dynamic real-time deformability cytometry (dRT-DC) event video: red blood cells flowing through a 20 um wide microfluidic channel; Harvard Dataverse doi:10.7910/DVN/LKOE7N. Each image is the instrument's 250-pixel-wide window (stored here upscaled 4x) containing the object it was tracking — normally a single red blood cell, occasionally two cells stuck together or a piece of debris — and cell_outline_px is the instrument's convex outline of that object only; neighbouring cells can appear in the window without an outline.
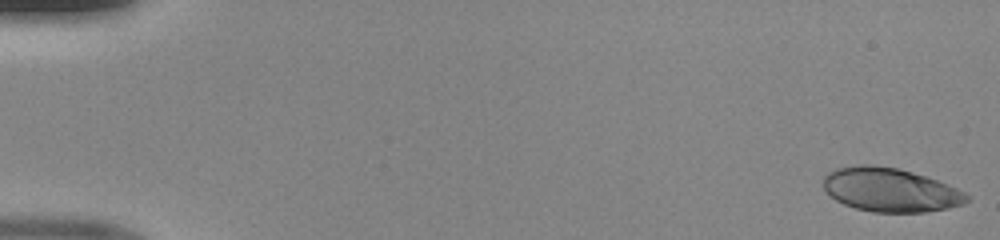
{"species": "human", "species_latin": "Homo sapiens", "temperature_condition": "room temperature", "stored_images_in_passage": 49, "camera_frame_rate_fps": 3000, "um_per_image_px": 0.085, "donor": {"sex": "male"}, "frame": {"image": 1, "passage_image": 1, "time_ms": 0.0, "image_size_px": [1000, 240], "cell_outline_px": [[972, 196], [964, 204], [948, 208], [924, 212], [872, 212], [856, 208], [844, 204], [836, 200], [824, 188], [824, 176], [828, 172], [836, 168], [860, 164], [872, 164], [896, 168], [912, 172], [936, 180], [956, 188]], "centroid_in_image_um": [75.68, 16.14], "position_along_channel_um": 9.3, "area_um2": 36.47}}
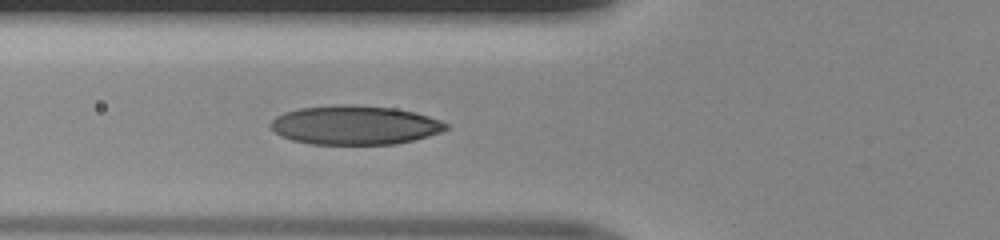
{"frame": {"image": 2, "passage_image": 19, "time_ms": 6.0, "image_size_px": [1000, 240], "cell_outline_px": [[448, 128], [440, 132], [428, 136], [396, 144], [312, 144], [292, 140], [280, 136], [272, 132], [268, 124], [276, 116], [284, 112], [300, 108], [340, 104], [352, 104], [396, 108], [416, 112], [440, 120], [448, 124]], "centroid_in_image_um": [30.12, 10.63], "position_along_channel_um": 95.7, "area_um2": 40.17}}
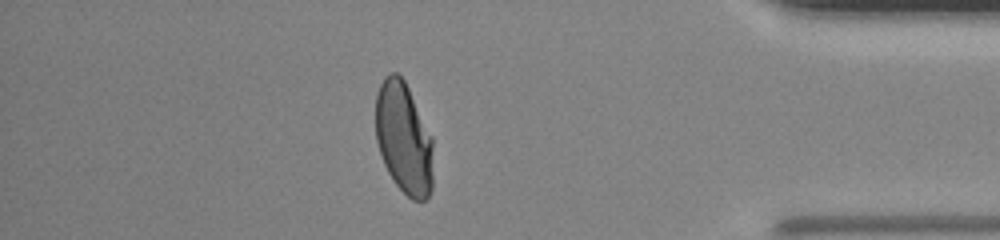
{"frame": {"image": 3, "passage_image": 43, "time_ms": 14.0, "image_size_px": [1000, 240], "cell_outline_px": [[432, 188], [428, 196], [424, 200], [412, 200], [396, 184], [388, 172], [384, 164], [376, 140], [376, 92], [384, 76], [388, 72], [396, 72], [404, 80], [432, 136]], "centroid_in_image_um": [34.31, 11.73], "position_along_channel_um": 400.9, "area_um2": 37.34}}